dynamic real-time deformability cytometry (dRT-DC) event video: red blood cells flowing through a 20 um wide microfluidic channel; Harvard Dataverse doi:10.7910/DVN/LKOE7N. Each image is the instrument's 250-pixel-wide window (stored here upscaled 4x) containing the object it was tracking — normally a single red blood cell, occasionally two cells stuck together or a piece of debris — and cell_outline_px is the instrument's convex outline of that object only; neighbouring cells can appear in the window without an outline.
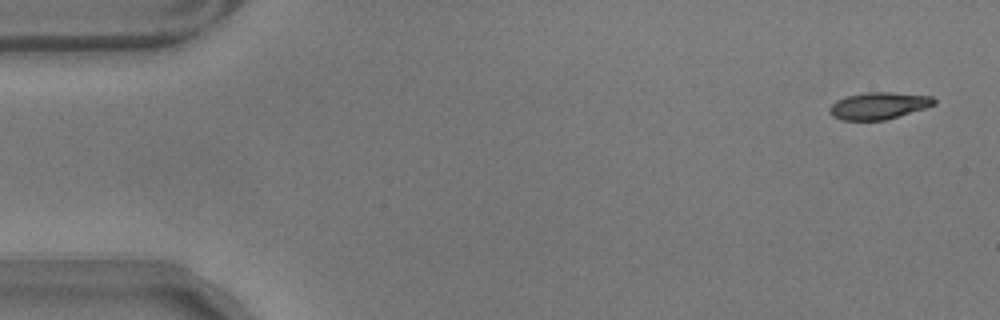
{"species": "common noctule bat (a hibernating species)", "species_latin": "Nyctalus noctula", "temperature_condition": "warm", "stored_images_in_passage": 39, "camera_frame_rate_fps": 3000, "um_per_image_px": 0.085, "animal": {"sex": "male", "body_mass_g": 17.9}, "frame": {"image": 1, "passage_image": 3, "time_ms": 0.667, "image_size_px": [1000, 320], "cell_outline_px": [[936, 104], [924, 108], [884, 120], [840, 120], [832, 116], [828, 112], [828, 108], [836, 100], [848, 96], [864, 92], [892, 92], [932, 96], [936, 100]], "centroid_in_image_um": [74.65, 8.98], "position_along_channel_um": 10.3, "area_um2": 16.42}}
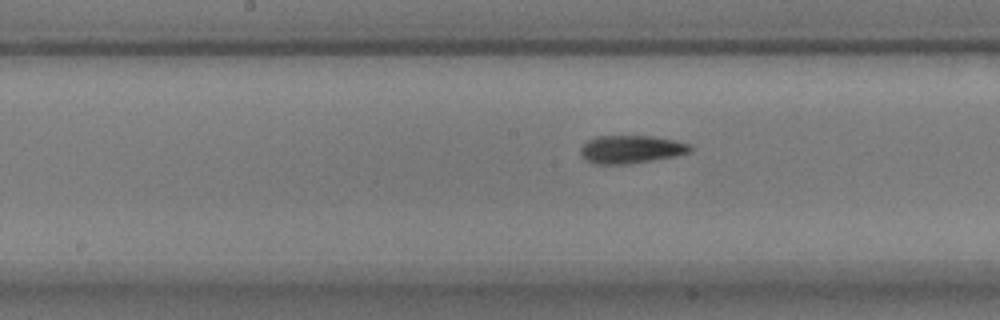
{"frame": {"image": 2, "passage_image": 29, "time_ms": 9.333, "image_size_px": [1000, 320], "cell_outline_px": [[692, 152], [676, 156], [628, 164], [596, 164], [588, 160], [580, 152], [580, 148], [588, 140], [596, 136], [652, 136], [672, 140], [688, 144], [692, 148]], "centroid_in_image_um": [53.65, 12.69], "position_along_channel_um": 194.6, "area_um2": 17.69}}
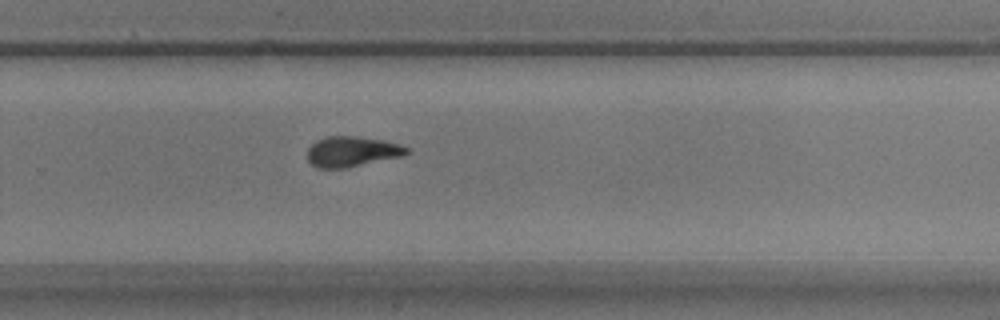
{"frame": {"image": 3, "passage_image": 38, "time_ms": 12.333, "image_size_px": [1000, 320], "cell_outline_px": [[408, 152], [404, 156], [344, 168], [316, 168], [308, 160], [308, 148], [316, 140], [328, 136], [356, 136], [384, 140], [400, 144], [408, 148]], "centroid_in_image_um": [29.92, 12.88], "position_along_channel_um": 299.9, "area_um2": 17.57}}